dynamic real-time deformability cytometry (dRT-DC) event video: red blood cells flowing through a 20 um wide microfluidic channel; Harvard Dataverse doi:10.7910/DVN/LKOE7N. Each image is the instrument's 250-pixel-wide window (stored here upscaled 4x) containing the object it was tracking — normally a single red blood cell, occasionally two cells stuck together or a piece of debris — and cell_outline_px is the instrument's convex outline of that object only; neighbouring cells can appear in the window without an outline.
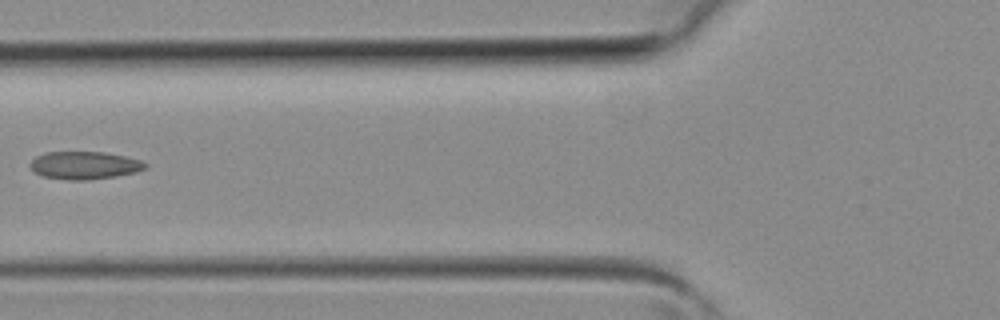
{"species": "common noctule bat (a hibernating species)", "species_latin": "Nyctalus noctula", "temperature_condition": "room temperature", "stored_images_in_passage": 4, "camera_frame_rate_fps": 3000, "um_per_image_px": 0.085, "animal": {"sex": "female", "body_mass_g": 19.3, "forearm_length_mm": 54.1}, "frame": {"image": 1, "passage_image": 4, "time_ms": 1.0, "image_size_px": [1000, 320], "cell_outline_px": [[148, 168], [136, 172], [88, 180], [68, 180], [40, 176], [28, 164], [36, 156], [44, 152], [104, 152], [124, 156], [140, 160], [148, 164]], "centroid_in_image_um": [7.17, 14.05], "position_along_channel_um": 118.6, "area_um2": 18.61}}